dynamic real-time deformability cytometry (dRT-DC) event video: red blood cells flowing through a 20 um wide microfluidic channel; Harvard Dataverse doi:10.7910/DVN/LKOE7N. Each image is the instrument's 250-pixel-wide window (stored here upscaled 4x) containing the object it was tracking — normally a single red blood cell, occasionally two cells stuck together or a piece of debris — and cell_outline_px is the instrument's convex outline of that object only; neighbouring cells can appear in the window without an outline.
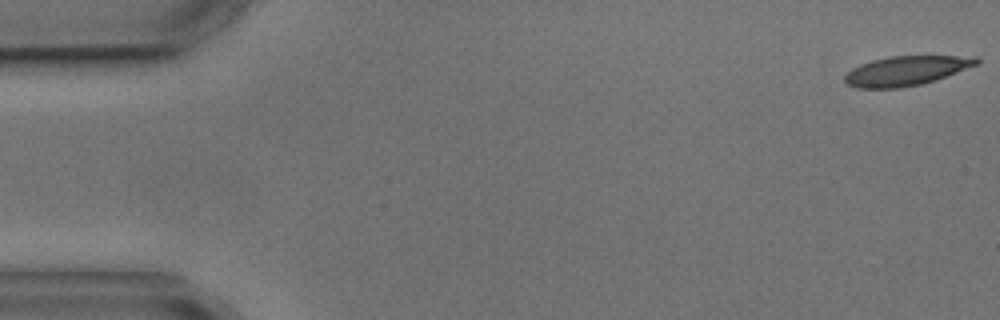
{"species": "common noctule bat (a hibernating species)", "species_latin": "Nyctalus noctula", "temperature_condition": "cold", "stored_images_in_passage": 4, "camera_frame_rate_fps": 3000, "um_per_image_px": 0.085, "animal": {"sex": "male", "body_mass_g": 17.9, "forearm_length_mm": 54.2}, "frame": {"image": 1, "passage_image": 1, "time_ms": 0.0, "image_size_px": [1000, 320], "cell_outline_px": [[980, 64], [936, 80], [920, 84], [900, 88], [856, 88], [848, 84], [844, 80], [844, 76], [852, 68], [860, 64], [872, 60], [888, 56], [976, 56], [980, 60]], "centroid_in_image_um": [77.05, 6.01], "position_along_channel_um": 7.9, "area_um2": 22.77}}
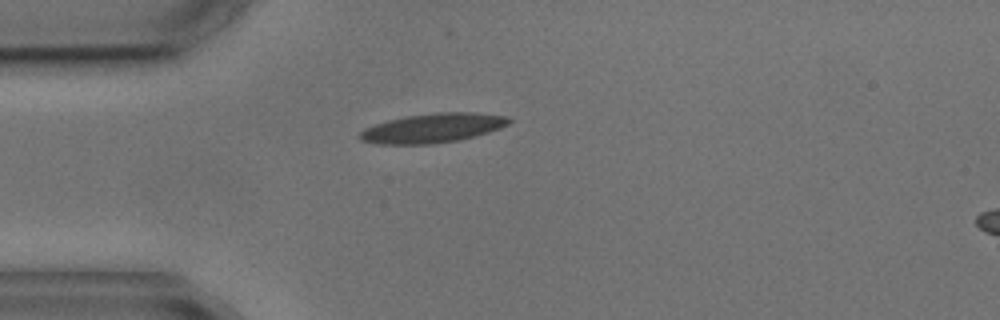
{"frame": {"image": 2, "passage_image": 4, "time_ms": 4.333, "image_size_px": [1000, 320], "cell_outline_px": [[512, 120], [508, 124], [500, 128], [476, 136], [460, 140], [432, 144], [376, 144], [360, 140], [356, 136], [364, 128], [388, 120], [404, 116], [440, 112], [476, 112], [504, 116]], "centroid_in_image_um": [36.75, 10.89], "position_along_channel_um": 48.3, "area_um2": 25.61}}